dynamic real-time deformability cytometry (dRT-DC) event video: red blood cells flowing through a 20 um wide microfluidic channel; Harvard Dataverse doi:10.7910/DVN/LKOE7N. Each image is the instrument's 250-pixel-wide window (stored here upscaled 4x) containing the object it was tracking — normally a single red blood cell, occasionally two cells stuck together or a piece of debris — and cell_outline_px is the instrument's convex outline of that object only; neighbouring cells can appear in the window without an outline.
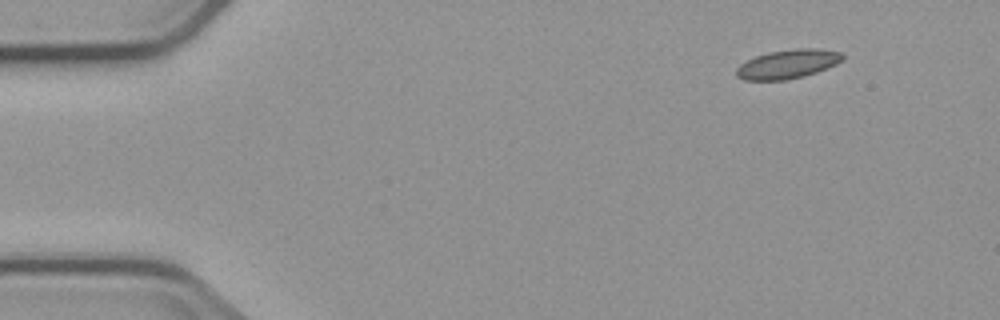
{"species": "common noctule bat (a hibernating species)", "species_latin": "Nyctalus noctula", "temperature_condition": "cold", "stored_images_in_passage": 6, "segment_of_instrument_passage": [2, 2], "camera_frame_rate_fps": 3000, "um_per_image_px": 0.085, "animal": {"sex": "male", "body_mass_g": 23.1, "forearm_length_mm": 52.7}, "frame": {"image": 1, "passage_image": 6, "time_ms": 6.0, "image_size_px": [1000, 320], "cell_outline_px": [[844, 60], [828, 68], [804, 76], [788, 80], [744, 80], [736, 76], [736, 68], [740, 64], [756, 56], [768, 52], [792, 48], [816, 48], [840, 52], [844, 56]], "centroid_in_image_um": [66.97, 5.44], "position_along_channel_um": 18.0, "area_um2": 18.09}}